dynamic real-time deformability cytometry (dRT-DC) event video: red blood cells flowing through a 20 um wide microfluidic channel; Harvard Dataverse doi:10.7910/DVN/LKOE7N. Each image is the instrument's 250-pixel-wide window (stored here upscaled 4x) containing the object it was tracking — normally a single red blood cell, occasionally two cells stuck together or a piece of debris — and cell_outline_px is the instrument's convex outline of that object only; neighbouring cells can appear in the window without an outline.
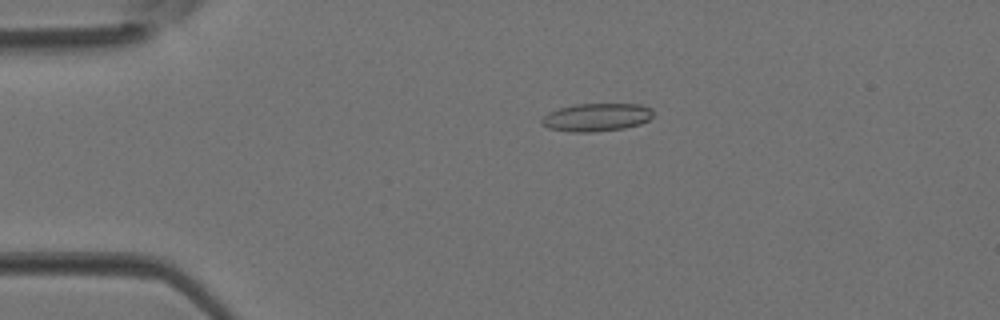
{"species": "Egyptian fruit bat (a non-hibernating species)", "species_latin": "Rousettus aegyptiacus", "temperature_condition": "room temperature", "stored_images_in_passage": 3, "camera_frame_rate_fps": 3000, "um_per_image_px": 0.085, "animal": {"sex": "female"}, "frame": {"image": 1, "passage_image": 3, "time_ms": 0.667, "image_size_px": [1000, 320], "cell_outline_px": [[652, 116], [648, 120], [640, 124], [624, 128], [592, 132], [572, 132], [548, 128], [540, 124], [540, 120], [548, 112], [560, 108], [576, 104], [640, 104], [652, 108]], "centroid_in_image_um": [50.68, 9.97], "position_along_channel_um": 34.3, "area_um2": 18.21}}